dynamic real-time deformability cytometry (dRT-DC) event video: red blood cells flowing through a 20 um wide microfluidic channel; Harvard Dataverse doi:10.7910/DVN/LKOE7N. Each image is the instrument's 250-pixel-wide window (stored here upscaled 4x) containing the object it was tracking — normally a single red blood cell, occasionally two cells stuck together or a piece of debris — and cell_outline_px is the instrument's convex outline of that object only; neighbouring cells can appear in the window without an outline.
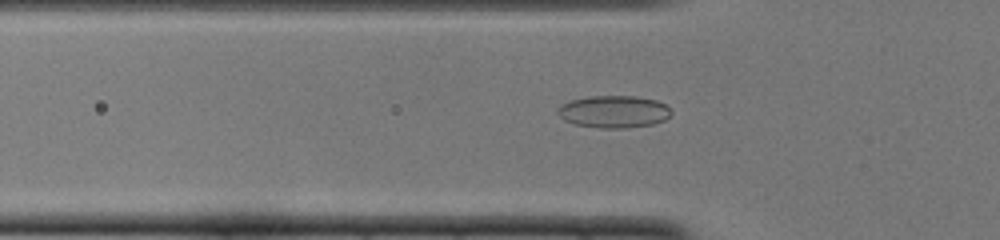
{"species": "common noctule bat (a hibernating species)", "species_latin": "Nyctalus noctula", "temperature_condition": "cold", "stored_images_in_passage": 37, "camera_frame_rate_fps": 3000, "um_per_image_px": 0.085, "animal": {"sex": "female", "body_mass_g": 22.0, "forearm_length_mm": 56.7}, "frame": {"image": 1, "passage_image": 3, "time_ms": 0.667, "image_size_px": [1000, 240], "cell_outline_px": [[672, 112], [664, 120], [652, 124], [624, 128], [600, 128], [576, 124], [564, 120], [556, 112], [564, 104], [572, 100], [588, 96], [636, 96], [656, 100], [664, 104]], "centroid_in_image_um": [52.18, 9.49], "position_along_channel_um": 73.6, "area_um2": 21.04}}
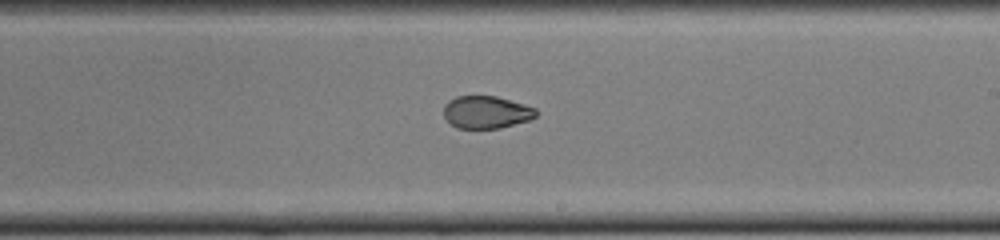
{"frame": {"image": 2, "passage_image": 16, "time_ms": 5.0, "image_size_px": [1000, 240], "cell_outline_px": [[536, 116], [528, 120], [500, 128], [456, 128], [444, 116], [444, 104], [448, 100], [456, 96], [496, 96], [524, 104], [536, 108]], "centroid_in_image_um": [41.32, 9.52], "position_along_channel_um": 247.7, "area_um2": 17.4}}
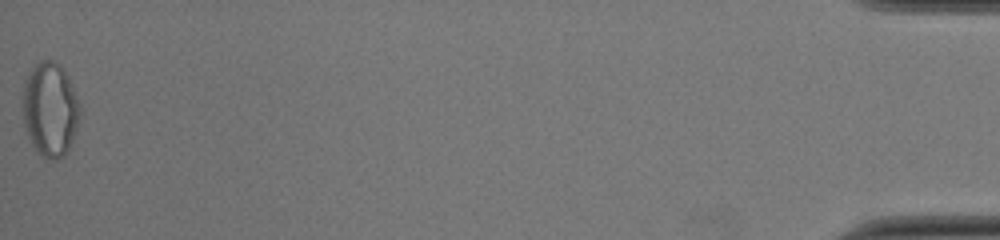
{"frame": {"image": 3, "passage_image": 37, "time_ms": 12.0, "image_size_px": [1000, 240], "cell_outline_px": [[80, 116], [72, 140], [64, 156], [56, 160], [52, 160], [36, 152], [28, 136], [24, 124], [20, 100], [24, 80], [28, 72], [40, 60], [52, 60], [60, 64], [68, 76], [80, 104]], "centroid_in_image_um": [4.22, 9.27], "position_along_channel_um": 431.0, "area_um2": 31.91}, "authors_computed_cell_mechanics": {"area_um2": 19.941, "velocity_mm_per_s": 4.0226, "shape_relaxation_time_tau1_ms": null, "shape_relaxation_time_tau2_ms": 1.2944, "deformation_change_tau1": null, "deformation_change_tau2": 0.062}}